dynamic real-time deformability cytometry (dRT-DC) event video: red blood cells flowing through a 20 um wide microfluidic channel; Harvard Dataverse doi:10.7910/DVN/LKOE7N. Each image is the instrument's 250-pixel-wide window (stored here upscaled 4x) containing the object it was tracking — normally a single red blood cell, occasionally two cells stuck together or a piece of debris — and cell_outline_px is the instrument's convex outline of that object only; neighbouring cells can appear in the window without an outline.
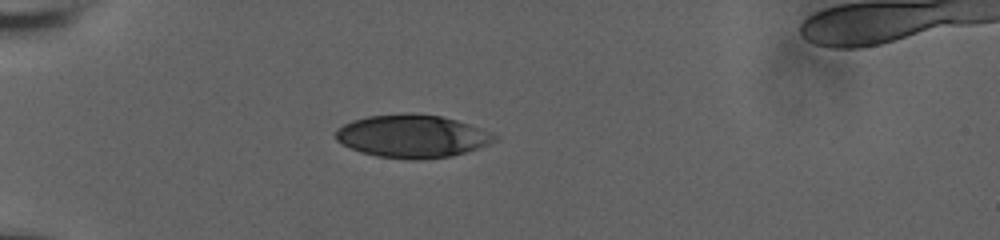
{"species": "human", "species_latin": "Homo sapiens", "temperature_condition": "room temperature", "stored_images_in_passage": 6, "camera_frame_rate_fps": 3000, "um_per_image_px": 0.085, "donor": {"sex": "male"}, "frame": {"image": 1, "passage_image": 1, "time_ms": 0.0, "image_size_px": [1000, 240], "cell_outline_px": [[500, 140], [452, 156], [412, 160], [376, 156], [360, 152], [336, 140], [336, 128], [352, 120], [368, 116], [408, 112], [412, 112], [440, 116], [456, 120], [468, 124], [500, 136]], "centroid_in_image_um": [35.03, 11.57], "position_along_channel_um": 50.0, "area_um2": 39.71}}
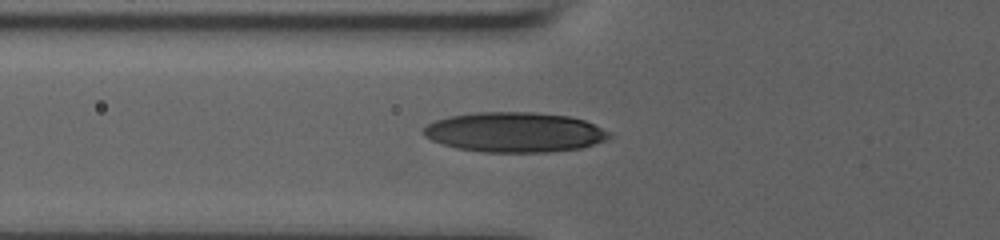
{"frame": {"image": 2, "passage_image": 5, "time_ms": 1.333, "image_size_px": [1000, 240], "cell_outline_px": [[612, 136], [608, 140], [580, 148], [548, 152], [480, 152], [456, 148], [432, 140], [424, 136], [420, 132], [428, 124], [436, 120], [448, 116], [476, 112], [532, 112], [568, 116], [584, 120], [612, 132]], "centroid_in_image_um": [43.75, 11.24], "position_along_channel_um": 82.0, "area_um2": 43.47}}